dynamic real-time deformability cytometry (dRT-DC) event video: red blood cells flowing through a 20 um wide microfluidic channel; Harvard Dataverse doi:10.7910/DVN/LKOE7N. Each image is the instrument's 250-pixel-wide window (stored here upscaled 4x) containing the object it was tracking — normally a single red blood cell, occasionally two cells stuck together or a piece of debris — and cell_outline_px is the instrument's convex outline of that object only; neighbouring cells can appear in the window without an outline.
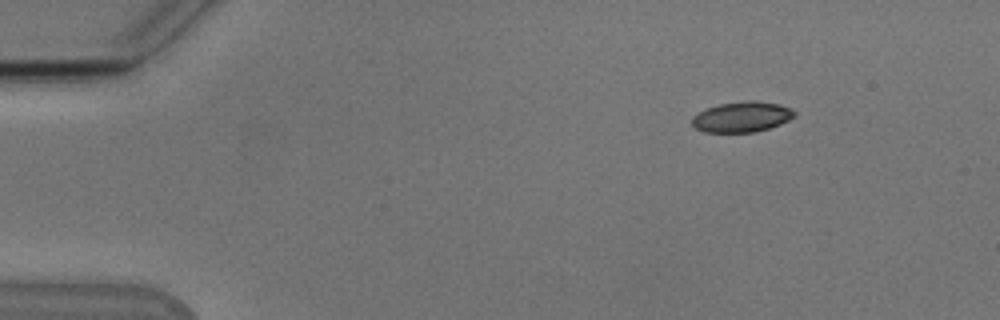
{"species": "Egyptian fruit bat (a non-hibernating species)", "species_latin": "Rousettus aegyptiacus", "temperature_condition": "cold", "stored_images_in_passage": 48, "camera_frame_rate_fps": 3000, "um_per_image_px": 0.085, "animal": {"sex": "male"}, "frame": {"image": 1, "passage_image": 1, "time_ms": 0.0, "image_size_px": [1000, 320], "cell_outline_px": [[796, 116], [780, 124], [768, 128], [752, 132], [704, 132], [696, 128], [692, 124], [692, 116], [708, 108], [720, 104], [744, 100], [756, 100], [780, 104], [792, 108], [796, 112]], "centroid_in_image_um": [63.09, 9.92], "position_along_channel_um": 21.9, "area_um2": 18.21}}
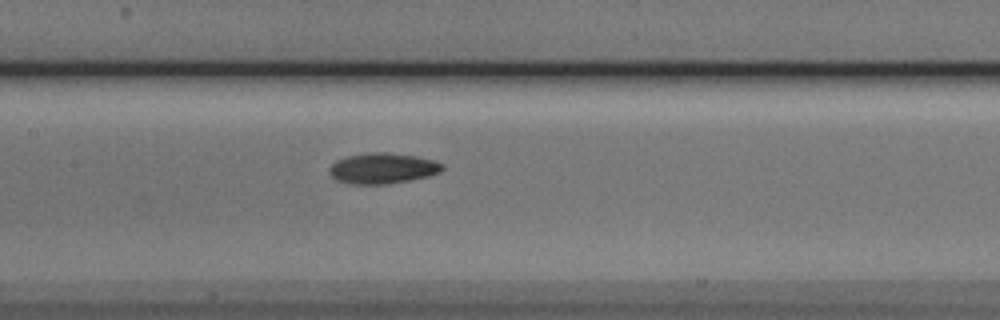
{"frame": {"image": 2, "passage_image": 20, "time_ms": 6.333, "image_size_px": [1000, 320], "cell_outline_px": [[444, 168], [440, 172], [428, 176], [408, 180], [384, 184], [352, 184], [336, 180], [332, 176], [328, 168], [336, 160], [348, 156], [364, 152], [384, 152], [416, 156], [432, 160], [444, 164]], "centroid_in_image_um": [32.51, 14.3], "position_along_channel_um": 174.9, "area_um2": 20.11}}
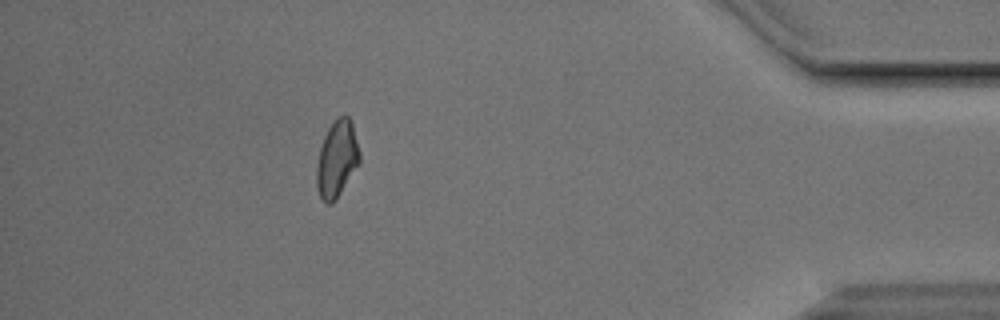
{"frame": {"image": 3, "passage_image": 42, "time_ms": 13.667, "image_size_px": [1000, 320], "cell_outline_px": [[360, 164], [332, 204], [328, 204], [320, 196], [316, 184], [316, 168], [320, 148], [324, 136], [328, 128], [336, 116], [344, 112], [348, 116], [352, 124], [360, 152]], "centroid_in_image_um": [28.64, 13.47], "position_along_channel_um": 406.6, "area_um2": 19.31}, "authors_computed_cell_mechanics": {"area_um2": 19.363, "velocity_mm_per_s": 3.816, "shape_relaxation_time_tau1_ms": 3.7906, "shape_relaxation_time_tau2_ms": 8.2463, "deformation_change_tau1": 0.1119, "deformation_change_tau2": 0.1356}}